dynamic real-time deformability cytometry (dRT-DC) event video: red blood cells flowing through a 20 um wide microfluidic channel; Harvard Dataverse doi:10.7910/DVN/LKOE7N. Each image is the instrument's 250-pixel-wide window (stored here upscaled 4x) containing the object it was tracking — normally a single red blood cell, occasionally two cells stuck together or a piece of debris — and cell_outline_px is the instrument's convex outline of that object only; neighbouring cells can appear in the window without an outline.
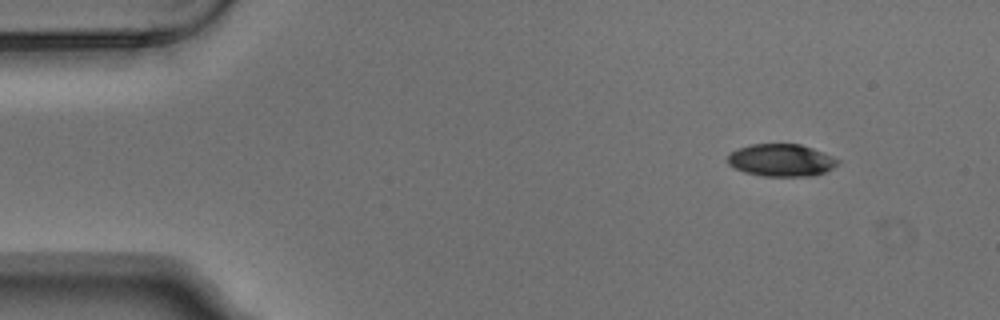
{"species": "Egyptian fruit bat (a non-hibernating species)", "species_latin": "Rousettus aegyptiacus", "temperature_condition": "warm", "stored_images_in_passage": 6, "camera_frame_rate_fps": 3000, "um_per_image_px": 0.085, "animal": {"sex": "male"}, "frame": {"image": 1, "passage_image": 1, "time_ms": 0.0, "image_size_px": [1000, 320], "cell_outline_px": [[840, 164], [824, 172], [812, 176], [764, 176], [744, 172], [728, 164], [728, 152], [736, 148], [752, 144], [800, 144], [824, 152], [840, 160]], "centroid_in_image_um": [66.4, 13.61], "position_along_channel_um": 18.6, "area_um2": 20.92}}
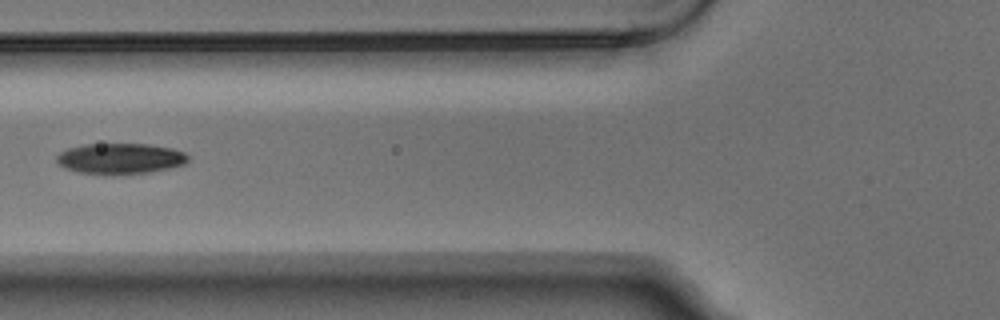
{"frame": {"image": 2, "passage_image": 5, "time_ms": 1.333, "image_size_px": [1000, 320], "cell_outline_px": [[188, 160], [184, 164], [168, 168], [148, 172], [80, 172], [64, 168], [56, 160], [56, 156], [60, 152], [68, 148], [84, 144], [148, 144], [172, 148], [184, 152], [188, 156]], "centroid_in_image_um": [10.22, 13.43], "position_along_channel_um": 115.6, "area_um2": 22.72}}
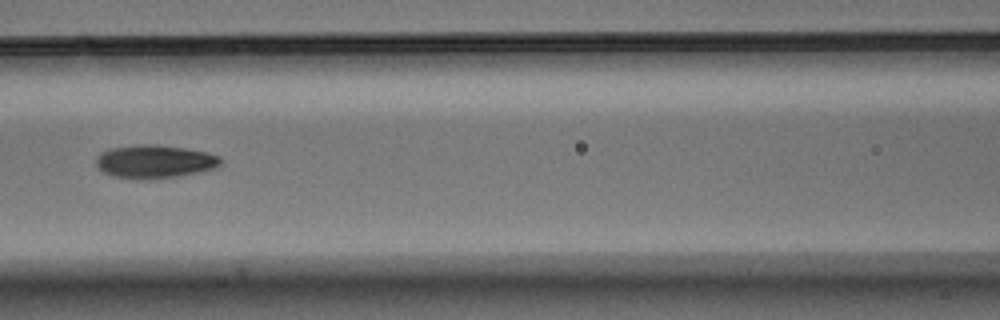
{"frame": {"image": 3, "passage_image": 6, "time_ms": 1.667, "image_size_px": [1000, 320], "cell_outline_px": [[220, 164], [216, 168], [200, 172], [180, 176], [112, 176], [104, 172], [96, 164], [96, 156], [100, 152], [112, 148], [140, 144], [156, 144], [184, 148], [204, 152], [220, 156]], "centroid_in_image_um": [13.17, 13.68], "position_along_channel_um": 153.4, "area_um2": 23.18}}